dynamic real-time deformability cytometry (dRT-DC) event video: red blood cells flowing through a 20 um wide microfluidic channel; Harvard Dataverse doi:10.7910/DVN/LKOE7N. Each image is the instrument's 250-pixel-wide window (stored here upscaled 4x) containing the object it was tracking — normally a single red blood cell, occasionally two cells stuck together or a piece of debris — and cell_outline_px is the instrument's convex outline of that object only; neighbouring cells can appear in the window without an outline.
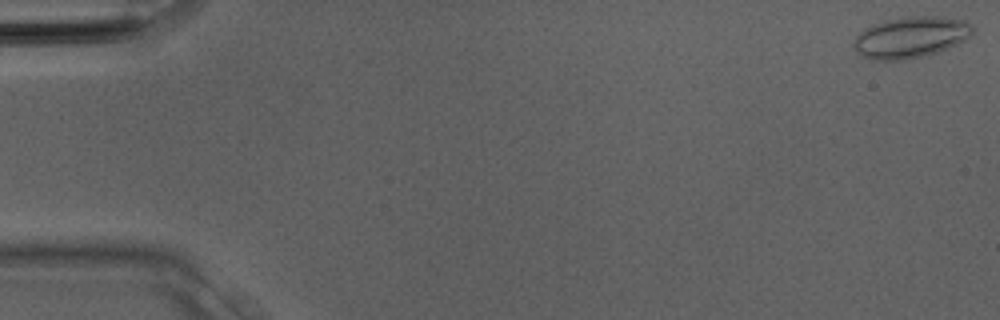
{"species": "Egyptian fruit bat (a non-hibernating species)", "species_latin": "Rousettus aegyptiacus", "temperature_condition": "room temperature", "stored_images_in_passage": 7, "camera_frame_rate_fps": 3000, "um_per_image_px": 0.085, "animal": {"sex": "male"}, "frame": {"image": 1, "passage_image": 1, "time_ms": 0.0, "image_size_px": [1000, 320], "cell_outline_px": [[972, 32], [964, 40], [948, 48], [936, 52], [908, 60], [872, 60], [860, 56], [856, 52], [852, 44], [856, 36], [864, 28], [872, 24], [884, 20], [904, 16], [944, 16], [964, 20], [972, 24]], "centroid_in_image_um": [77.36, 3.16], "position_along_channel_um": 7.6, "area_um2": 28.9}}